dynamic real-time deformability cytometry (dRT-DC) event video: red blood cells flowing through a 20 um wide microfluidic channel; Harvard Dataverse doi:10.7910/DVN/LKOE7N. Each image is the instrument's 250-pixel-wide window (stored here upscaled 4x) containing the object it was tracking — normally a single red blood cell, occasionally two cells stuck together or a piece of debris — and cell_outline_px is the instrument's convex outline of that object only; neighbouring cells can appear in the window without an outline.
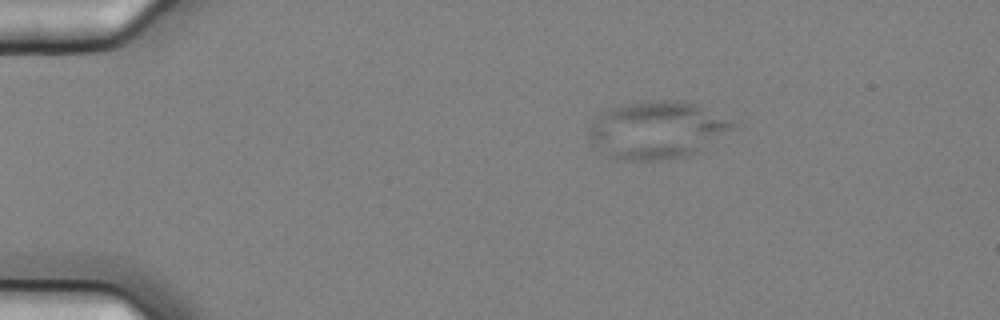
{"species": "common noctule bat (a hibernating species)", "species_latin": "Nyctalus noctula", "temperature_condition": "cold", "stored_images_in_passage": 4, "camera_frame_rate_fps": 3000, "um_per_image_px": 0.085, "animal": {"sex": "female", "body_mass_g": 25.1}, "frame": {"image": 1, "passage_image": 1, "time_ms": 0.0, "image_size_px": [1000, 320], "cell_outline_px": [[740, 124], [736, 128], [708, 148], [700, 152], [688, 156], [664, 160], [616, 160], [588, 136], [588, 128], [604, 112], [612, 108], [644, 100], [684, 100], [696, 104]], "centroid_in_image_um": [55.98, 11.05], "position_along_channel_um": 29.0, "area_um2": 48.15}}
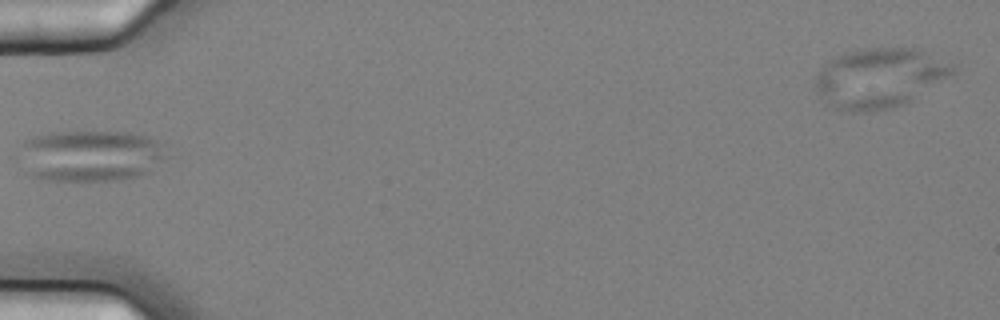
{"frame": {"image": 2, "passage_image": 4, "time_ms": 1.0, "image_size_px": [1000, 320], "cell_outline_px": [[164, 160], [148, 172], [140, 176], [120, 180], [44, 180], [32, 176], [24, 148], [24, 140], [32, 136], [48, 132], [76, 128], [132, 132], [148, 136], [164, 144]], "centroid_in_image_um": [7.81, 13.16], "position_along_channel_um": 77.2, "area_um2": 44.56}}